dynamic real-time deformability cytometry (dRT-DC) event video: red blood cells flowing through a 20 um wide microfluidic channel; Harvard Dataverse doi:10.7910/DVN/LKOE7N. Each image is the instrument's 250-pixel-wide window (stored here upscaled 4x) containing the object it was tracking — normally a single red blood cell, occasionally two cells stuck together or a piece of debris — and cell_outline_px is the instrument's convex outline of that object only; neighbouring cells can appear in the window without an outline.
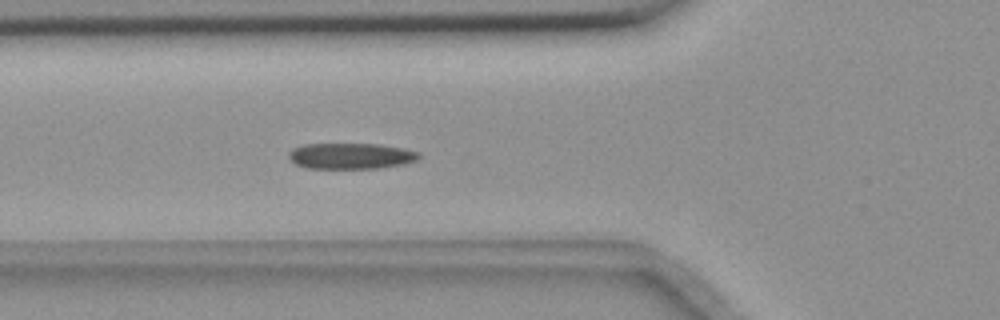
{"species": "common noctule bat (a hibernating species)", "species_latin": "Nyctalus noctula", "temperature_condition": "room temperature", "stored_images_in_passage": 4, "camera_frame_rate_fps": 3000, "um_per_image_px": 0.085, "animal": {"sex": "female", "body_mass_g": 18.4}, "frame": {"image": 1, "passage_image": 4, "time_ms": 1.0, "image_size_px": [1000, 320], "cell_outline_px": [[420, 156], [416, 160], [404, 164], [380, 168], [304, 168], [296, 164], [288, 156], [288, 152], [292, 148], [304, 144], [376, 144], [404, 148], [420, 152]], "centroid_in_image_um": [29.82, 13.25], "position_along_channel_um": 96.0, "area_um2": 19.71}}